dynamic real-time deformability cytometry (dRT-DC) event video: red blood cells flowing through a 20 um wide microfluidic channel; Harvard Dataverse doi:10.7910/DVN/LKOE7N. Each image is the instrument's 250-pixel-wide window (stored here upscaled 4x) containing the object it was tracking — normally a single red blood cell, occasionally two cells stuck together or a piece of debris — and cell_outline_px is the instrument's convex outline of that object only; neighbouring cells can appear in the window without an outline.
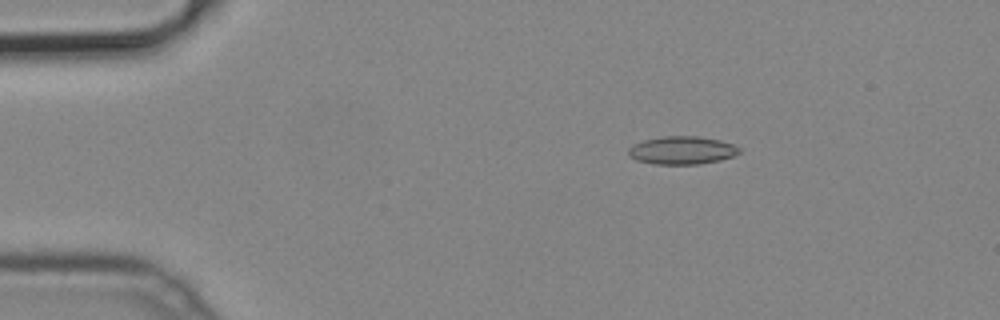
{"species": "common noctule bat (a hibernating species)", "species_latin": "Nyctalus noctula", "temperature_condition": "cold", "stored_images_in_passage": 50, "camera_frame_rate_fps": 3000, "um_per_image_px": 0.085, "animal": {"sex": "male", "body_mass_g": 19.2, "forearm_length_mm": 51.8}, "frame": {"image": 1, "passage_image": 8, "time_ms": 2.333, "image_size_px": [1000, 320], "cell_outline_px": [[740, 152], [732, 156], [720, 160], [700, 164], [656, 164], [636, 160], [628, 156], [628, 148], [632, 144], [644, 140], [664, 136], [696, 136], [720, 140], [732, 144], [740, 148]], "centroid_in_image_um": [57.94, 12.77], "position_along_channel_um": 27.1, "area_um2": 18.09}}
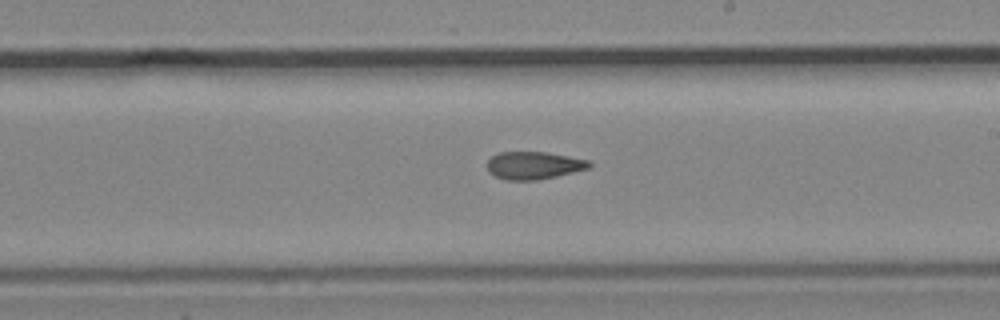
{"frame": {"image": 2, "passage_image": 29, "time_ms": 9.333, "image_size_px": [1000, 320], "cell_outline_px": [[592, 164], [588, 168], [556, 176], [536, 180], [504, 180], [488, 172], [488, 160], [492, 156], [500, 152], [548, 152], [588, 160]], "centroid_in_image_um": [45.35, 14.05], "position_along_channel_um": 243.7, "area_um2": 16.3}}
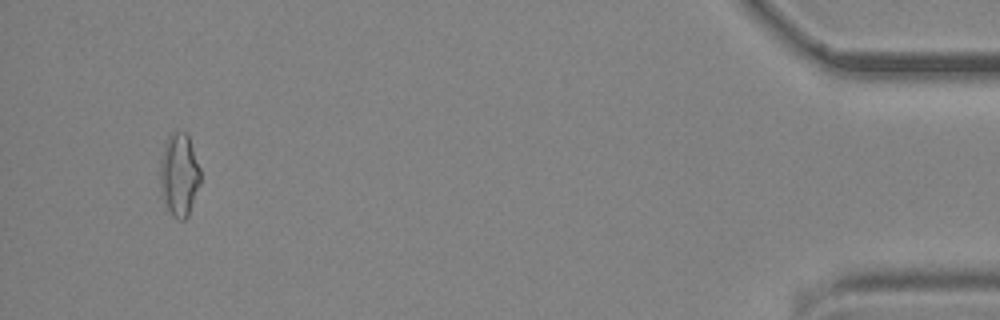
{"frame": {"image": 3, "passage_image": 48, "time_ms": 15.667, "image_size_px": [1000, 320], "cell_outline_px": [[200, 184], [188, 216], [184, 220], [176, 220], [172, 216], [164, 200], [160, 180], [160, 160], [164, 144], [168, 136], [172, 132], [188, 132], [200, 168]], "centroid_in_image_um": [15.24, 14.83], "position_along_channel_um": 420.0, "area_um2": 19.59}}